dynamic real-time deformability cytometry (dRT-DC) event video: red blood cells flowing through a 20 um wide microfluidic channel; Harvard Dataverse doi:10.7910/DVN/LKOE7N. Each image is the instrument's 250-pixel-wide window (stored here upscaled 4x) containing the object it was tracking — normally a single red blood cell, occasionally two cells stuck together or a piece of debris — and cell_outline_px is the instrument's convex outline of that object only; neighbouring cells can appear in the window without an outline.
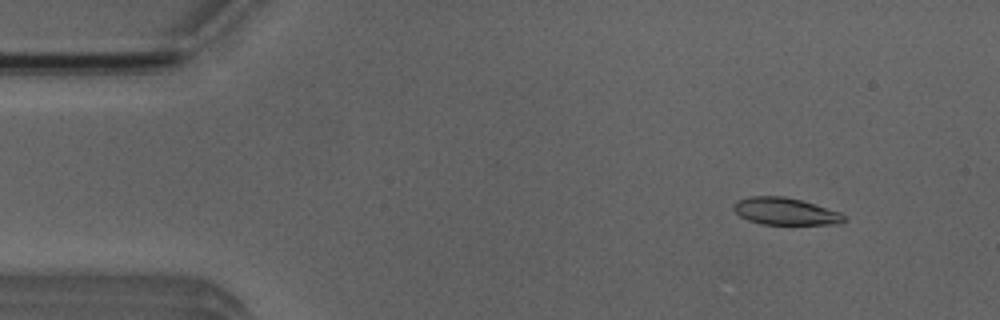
{"species": "Egyptian fruit bat (a non-hibernating species)", "species_latin": "Rousettus aegyptiacus", "temperature_condition": "room temperature", "stored_images_in_passage": 52, "camera_frame_rate_fps": 3000, "um_per_image_px": 0.085, "animal": {"sex": "male"}, "frame": {"image": 1, "passage_image": 6, "time_ms": 1.667, "image_size_px": [1000, 320], "cell_outline_px": [[844, 220], [840, 224], [764, 224], [748, 220], [740, 216], [732, 208], [732, 204], [736, 200], [752, 196], [784, 196], [800, 200], [840, 212], [844, 216]], "centroid_in_image_um": [66.7, 17.96], "position_along_channel_um": 18.3, "area_um2": 17.28}}
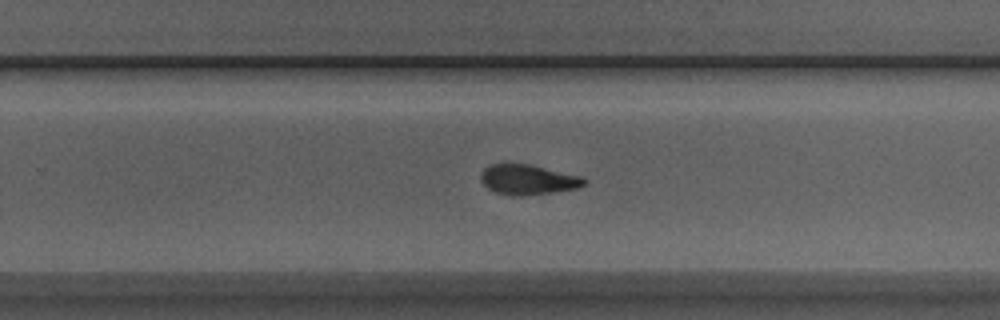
{"frame": {"image": 2, "passage_image": 33, "time_ms": 10.667, "image_size_px": [1000, 320], "cell_outline_px": [[588, 184], [576, 188], [552, 192], [524, 196], [512, 196], [496, 192], [488, 188], [480, 180], [480, 176], [484, 168], [492, 164], [528, 164], [580, 176], [588, 180]], "centroid_in_image_um": [44.88, 15.28], "position_along_channel_um": 284.9, "area_um2": 17.98}}
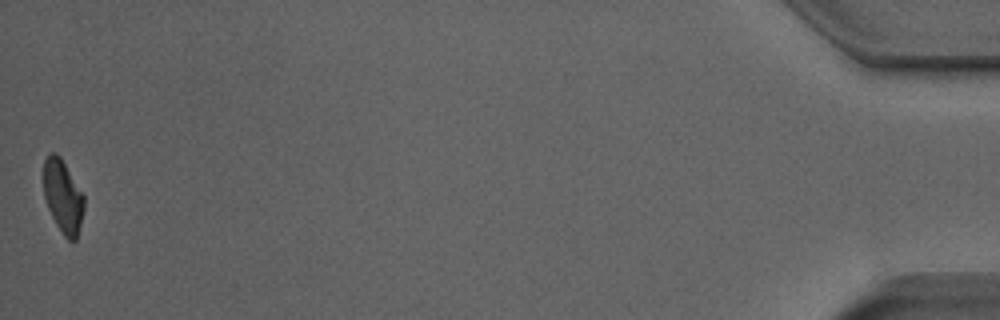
{"frame": {"image": 3, "passage_image": 52, "time_ms": 17.0, "image_size_px": [1000, 320], "cell_outline_px": [[84, 208], [76, 240], [68, 240], [64, 236], [56, 224], [48, 208], [44, 196], [44, 160], [48, 152], [56, 152], [60, 156], [84, 196]], "centroid_in_image_um": [5.34, 16.67], "position_along_channel_um": 429.9, "area_um2": 17.05}, "authors_computed_cell_mechanics": {"area_um2": 18.1781, "velocity_mm_per_s": 3.9183, "shape_relaxation_time_tau1_ms": 4.5595, "shape_relaxation_time_tau2_ms": null, "deformation_change_tau1": 0.1376, "deformation_change_tau2": null}}